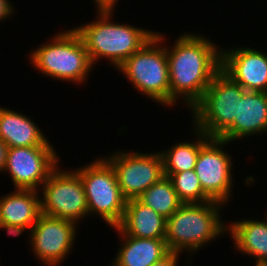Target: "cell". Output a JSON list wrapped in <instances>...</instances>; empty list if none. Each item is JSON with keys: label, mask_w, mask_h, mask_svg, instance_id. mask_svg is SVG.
Returning a JSON list of instances; mask_svg holds the SVG:
<instances>
[{"label": "cell", "mask_w": 267, "mask_h": 266, "mask_svg": "<svg viewBox=\"0 0 267 266\" xmlns=\"http://www.w3.org/2000/svg\"><path fill=\"white\" fill-rule=\"evenodd\" d=\"M49 38L29 52L28 62L44 77L84 85L95 67L79 34L68 28Z\"/></svg>", "instance_id": "cell-4"}, {"label": "cell", "mask_w": 267, "mask_h": 266, "mask_svg": "<svg viewBox=\"0 0 267 266\" xmlns=\"http://www.w3.org/2000/svg\"><path fill=\"white\" fill-rule=\"evenodd\" d=\"M55 146L8 148L4 172L8 173L14 189L38 190L60 161Z\"/></svg>", "instance_id": "cell-12"}, {"label": "cell", "mask_w": 267, "mask_h": 266, "mask_svg": "<svg viewBox=\"0 0 267 266\" xmlns=\"http://www.w3.org/2000/svg\"><path fill=\"white\" fill-rule=\"evenodd\" d=\"M113 229L121 242L110 266H151L170 252L165 239L136 238L127 236L117 226Z\"/></svg>", "instance_id": "cell-16"}, {"label": "cell", "mask_w": 267, "mask_h": 266, "mask_svg": "<svg viewBox=\"0 0 267 266\" xmlns=\"http://www.w3.org/2000/svg\"><path fill=\"white\" fill-rule=\"evenodd\" d=\"M256 135H267V92L245 91L238 100L233 125L220 139L233 144L236 140Z\"/></svg>", "instance_id": "cell-15"}, {"label": "cell", "mask_w": 267, "mask_h": 266, "mask_svg": "<svg viewBox=\"0 0 267 266\" xmlns=\"http://www.w3.org/2000/svg\"><path fill=\"white\" fill-rule=\"evenodd\" d=\"M228 141L210 138L199 150L195 172L204 193L212 200L224 204L233 197V157L223 148ZM224 146V147H223Z\"/></svg>", "instance_id": "cell-10"}, {"label": "cell", "mask_w": 267, "mask_h": 266, "mask_svg": "<svg viewBox=\"0 0 267 266\" xmlns=\"http://www.w3.org/2000/svg\"><path fill=\"white\" fill-rule=\"evenodd\" d=\"M265 51L240 45L221 49V69L246 91L267 92Z\"/></svg>", "instance_id": "cell-13"}, {"label": "cell", "mask_w": 267, "mask_h": 266, "mask_svg": "<svg viewBox=\"0 0 267 266\" xmlns=\"http://www.w3.org/2000/svg\"><path fill=\"white\" fill-rule=\"evenodd\" d=\"M116 71L145 98L170 107V77L164 33L157 32L137 52L127 58Z\"/></svg>", "instance_id": "cell-5"}, {"label": "cell", "mask_w": 267, "mask_h": 266, "mask_svg": "<svg viewBox=\"0 0 267 266\" xmlns=\"http://www.w3.org/2000/svg\"><path fill=\"white\" fill-rule=\"evenodd\" d=\"M92 21L74 26L81 37L93 66L107 59L117 69L127 58L137 52L156 31L136 25L114 22L113 12H96Z\"/></svg>", "instance_id": "cell-2"}, {"label": "cell", "mask_w": 267, "mask_h": 266, "mask_svg": "<svg viewBox=\"0 0 267 266\" xmlns=\"http://www.w3.org/2000/svg\"><path fill=\"white\" fill-rule=\"evenodd\" d=\"M14 13H16L15 7L11 0H0V22L9 20Z\"/></svg>", "instance_id": "cell-23"}, {"label": "cell", "mask_w": 267, "mask_h": 266, "mask_svg": "<svg viewBox=\"0 0 267 266\" xmlns=\"http://www.w3.org/2000/svg\"><path fill=\"white\" fill-rule=\"evenodd\" d=\"M141 203L168 219L182 204L171 180L163 176L138 198Z\"/></svg>", "instance_id": "cell-21"}, {"label": "cell", "mask_w": 267, "mask_h": 266, "mask_svg": "<svg viewBox=\"0 0 267 266\" xmlns=\"http://www.w3.org/2000/svg\"><path fill=\"white\" fill-rule=\"evenodd\" d=\"M85 189L88 216L97 215L110 228L122 220L127 200L122 195L111 164L102 156L74 168Z\"/></svg>", "instance_id": "cell-7"}, {"label": "cell", "mask_w": 267, "mask_h": 266, "mask_svg": "<svg viewBox=\"0 0 267 266\" xmlns=\"http://www.w3.org/2000/svg\"><path fill=\"white\" fill-rule=\"evenodd\" d=\"M166 40L164 34L170 77V109L181 101L189 112L202 99L221 69L222 48L202 33L186 31L177 36L171 46L166 44Z\"/></svg>", "instance_id": "cell-1"}, {"label": "cell", "mask_w": 267, "mask_h": 266, "mask_svg": "<svg viewBox=\"0 0 267 266\" xmlns=\"http://www.w3.org/2000/svg\"><path fill=\"white\" fill-rule=\"evenodd\" d=\"M46 137L30 116L0 106V139L8 148L46 146Z\"/></svg>", "instance_id": "cell-18"}, {"label": "cell", "mask_w": 267, "mask_h": 266, "mask_svg": "<svg viewBox=\"0 0 267 266\" xmlns=\"http://www.w3.org/2000/svg\"><path fill=\"white\" fill-rule=\"evenodd\" d=\"M140 152L120 149L106 157L104 155L115 171L117 183L126 200L137 199L164 176L161 152Z\"/></svg>", "instance_id": "cell-9"}, {"label": "cell", "mask_w": 267, "mask_h": 266, "mask_svg": "<svg viewBox=\"0 0 267 266\" xmlns=\"http://www.w3.org/2000/svg\"><path fill=\"white\" fill-rule=\"evenodd\" d=\"M193 140L174 143L171 147L159 150L163 158L164 173H181L195 169L200 148L210 139L205 133L192 127ZM195 136V138H194ZM195 139V140H194Z\"/></svg>", "instance_id": "cell-20"}, {"label": "cell", "mask_w": 267, "mask_h": 266, "mask_svg": "<svg viewBox=\"0 0 267 266\" xmlns=\"http://www.w3.org/2000/svg\"><path fill=\"white\" fill-rule=\"evenodd\" d=\"M254 266H267V263H254Z\"/></svg>", "instance_id": "cell-27"}, {"label": "cell", "mask_w": 267, "mask_h": 266, "mask_svg": "<svg viewBox=\"0 0 267 266\" xmlns=\"http://www.w3.org/2000/svg\"><path fill=\"white\" fill-rule=\"evenodd\" d=\"M246 90L222 69L213 77L202 99L191 109V126L209 138H220L234 123L238 100Z\"/></svg>", "instance_id": "cell-6"}, {"label": "cell", "mask_w": 267, "mask_h": 266, "mask_svg": "<svg viewBox=\"0 0 267 266\" xmlns=\"http://www.w3.org/2000/svg\"><path fill=\"white\" fill-rule=\"evenodd\" d=\"M166 220L138 199H131L127 200L123 218L117 227L127 236L165 239Z\"/></svg>", "instance_id": "cell-19"}, {"label": "cell", "mask_w": 267, "mask_h": 266, "mask_svg": "<svg viewBox=\"0 0 267 266\" xmlns=\"http://www.w3.org/2000/svg\"><path fill=\"white\" fill-rule=\"evenodd\" d=\"M96 5V12H113L115 11L116 5L119 3V0H94Z\"/></svg>", "instance_id": "cell-25"}, {"label": "cell", "mask_w": 267, "mask_h": 266, "mask_svg": "<svg viewBox=\"0 0 267 266\" xmlns=\"http://www.w3.org/2000/svg\"><path fill=\"white\" fill-rule=\"evenodd\" d=\"M264 214L261 221L242 218L227 224V235L231 236L234 249L254 258L253 263H267V211Z\"/></svg>", "instance_id": "cell-17"}, {"label": "cell", "mask_w": 267, "mask_h": 266, "mask_svg": "<svg viewBox=\"0 0 267 266\" xmlns=\"http://www.w3.org/2000/svg\"><path fill=\"white\" fill-rule=\"evenodd\" d=\"M7 152H8L7 145L0 139V173L1 171L4 173Z\"/></svg>", "instance_id": "cell-26"}, {"label": "cell", "mask_w": 267, "mask_h": 266, "mask_svg": "<svg viewBox=\"0 0 267 266\" xmlns=\"http://www.w3.org/2000/svg\"><path fill=\"white\" fill-rule=\"evenodd\" d=\"M181 253L170 251L165 257L156 261L151 266H178V261Z\"/></svg>", "instance_id": "cell-24"}, {"label": "cell", "mask_w": 267, "mask_h": 266, "mask_svg": "<svg viewBox=\"0 0 267 266\" xmlns=\"http://www.w3.org/2000/svg\"><path fill=\"white\" fill-rule=\"evenodd\" d=\"M224 207L216 201L183 203L166 220L165 242L168 249L181 254L188 252L189 263L193 254L227 234L226 222L221 218Z\"/></svg>", "instance_id": "cell-3"}, {"label": "cell", "mask_w": 267, "mask_h": 266, "mask_svg": "<svg viewBox=\"0 0 267 266\" xmlns=\"http://www.w3.org/2000/svg\"><path fill=\"white\" fill-rule=\"evenodd\" d=\"M41 214L38 190L14 189L0 197V229L9 236L28 232Z\"/></svg>", "instance_id": "cell-14"}, {"label": "cell", "mask_w": 267, "mask_h": 266, "mask_svg": "<svg viewBox=\"0 0 267 266\" xmlns=\"http://www.w3.org/2000/svg\"><path fill=\"white\" fill-rule=\"evenodd\" d=\"M59 167L61 166L58 165L52 171L38 191L41 213L70 220L79 225L82 220L88 217V205L83 182L75 169L67 171Z\"/></svg>", "instance_id": "cell-8"}, {"label": "cell", "mask_w": 267, "mask_h": 266, "mask_svg": "<svg viewBox=\"0 0 267 266\" xmlns=\"http://www.w3.org/2000/svg\"><path fill=\"white\" fill-rule=\"evenodd\" d=\"M78 228L70 220L41 214L27 233L35 260L46 266H59L74 250Z\"/></svg>", "instance_id": "cell-11"}, {"label": "cell", "mask_w": 267, "mask_h": 266, "mask_svg": "<svg viewBox=\"0 0 267 266\" xmlns=\"http://www.w3.org/2000/svg\"><path fill=\"white\" fill-rule=\"evenodd\" d=\"M168 177L183 203H205L212 201L203 191L194 169L181 173H164Z\"/></svg>", "instance_id": "cell-22"}]
</instances>
